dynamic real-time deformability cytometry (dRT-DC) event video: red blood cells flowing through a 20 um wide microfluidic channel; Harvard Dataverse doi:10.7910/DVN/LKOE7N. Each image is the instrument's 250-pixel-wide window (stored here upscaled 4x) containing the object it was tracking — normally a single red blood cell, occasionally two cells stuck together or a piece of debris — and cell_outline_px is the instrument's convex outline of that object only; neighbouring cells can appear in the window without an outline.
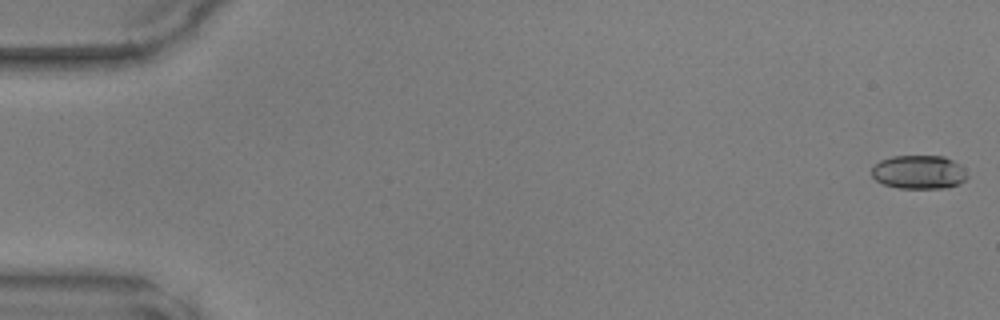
{"species": "common noctule bat (a hibernating species)", "species_latin": "Nyctalus noctula", "temperature_condition": "warm", "stored_images_in_passage": 6, "camera_frame_rate_fps": 3000, "um_per_image_px": 0.085, "animal": {"sex": "male", "body_mass_g": 17.9, "forearm_length_mm": 54.2}, "frame": {"image": 1, "passage_image": 1, "time_ms": 0.0, "image_size_px": [1000, 320], "cell_outline_px": [[968, 176], [960, 184], [948, 188], [900, 188], [884, 184], [876, 180], [872, 176], [872, 168], [880, 160], [892, 156], [944, 156], [960, 164]], "centroid_in_image_um": [78.12, 14.63], "position_along_channel_um": 6.9, "area_um2": 18.79}}